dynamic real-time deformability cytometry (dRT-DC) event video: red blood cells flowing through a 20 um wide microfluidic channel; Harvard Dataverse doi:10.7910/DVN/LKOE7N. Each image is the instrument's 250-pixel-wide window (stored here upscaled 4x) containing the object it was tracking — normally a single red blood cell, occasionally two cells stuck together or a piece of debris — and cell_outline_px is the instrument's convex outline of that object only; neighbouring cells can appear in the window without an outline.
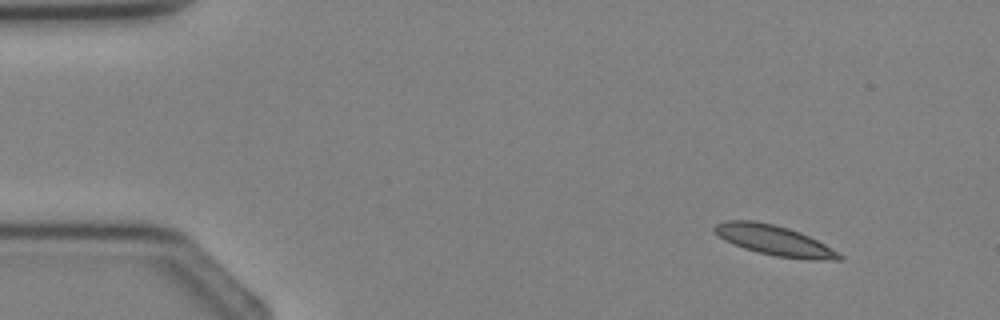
{"species": "Egyptian fruit bat (a non-hibernating species)", "species_latin": "Rousettus aegyptiacus", "temperature_condition": "cold", "stored_images_in_passage": 3, "camera_frame_rate_fps": 3000, "um_per_image_px": 0.085, "animal": {"sex": "female"}, "frame": {"image": 1, "passage_image": 1, "time_ms": 0.0, "image_size_px": [1000, 320], "cell_outline_px": [[844, 260], [812, 260], [776, 256], [744, 248], [724, 240], [712, 232], [712, 228], [716, 224], [724, 220], [752, 220], [772, 224], [788, 228], [800, 232], [824, 244], [844, 256]], "centroid_in_image_um": [65.79, 20.43], "position_along_channel_um": 19.2, "area_um2": 21.79}}
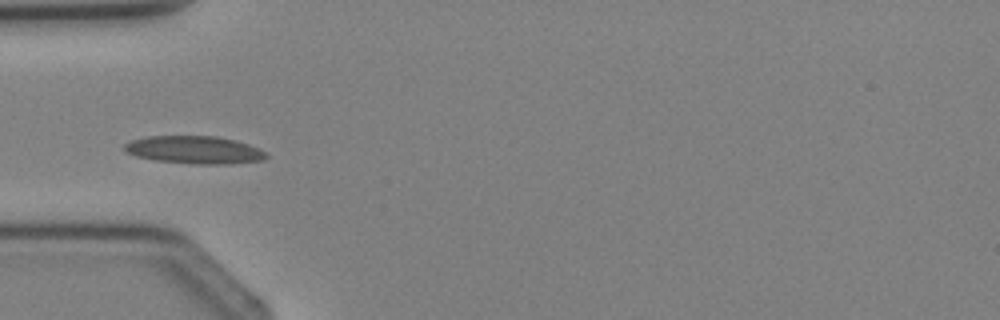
{"frame": {"image": 2, "passage_image": 3, "time_ms": 2.667, "image_size_px": [1000, 320], "cell_outline_px": [[268, 156], [264, 160], [228, 164], [196, 164], [156, 160], [136, 156], [128, 152], [124, 148], [124, 144], [132, 140], [148, 136], [216, 136], [236, 140], [260, 148]], "centroid_in_image_um": [16.56, 12.73], "position_along_channel_um": 68.4, "area_um2": 22.83}}